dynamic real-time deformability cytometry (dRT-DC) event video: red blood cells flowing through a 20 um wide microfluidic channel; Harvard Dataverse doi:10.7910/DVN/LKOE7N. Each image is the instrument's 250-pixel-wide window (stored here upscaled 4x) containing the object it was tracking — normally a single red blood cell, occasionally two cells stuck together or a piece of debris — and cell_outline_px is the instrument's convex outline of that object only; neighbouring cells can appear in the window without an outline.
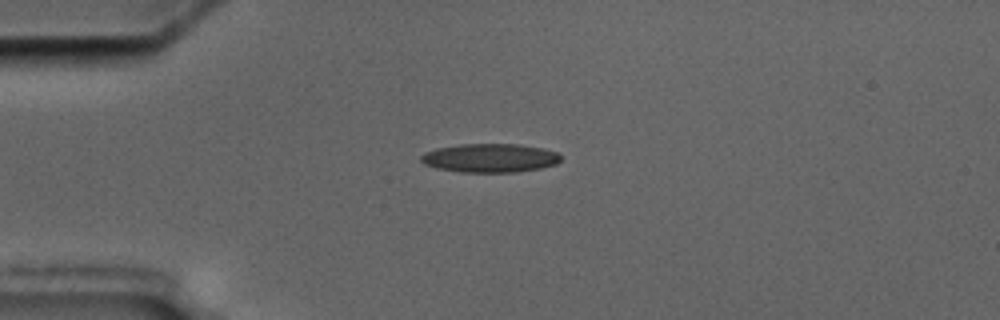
{"species": "common noctule bat (a hibernating species)", "species_latin": "Nyctalus noctula", "temperature_condition": "cold", "stored_images_in_passage": 4, "camera_frame_rate_fps": 3000, "um_per_image_px": 0.085, "animal": {"sex": "male", "body_mass_g": 17.5, "forearm_length_mm": 52.3}, "frame": {"image": 1, "passage_image": 1, "time_ms": 0.0, "image_size_px": [1000, 320], "cell_outline_px": [[560, 160], [556, 164], [540, 168], [516, 172], [460, 172], [436, 168], [424, 164], [420, 160], [420, 156], [424, 152], [436, 148], [460, 144], [520, 144], [544, 148], [556, 152], [560, 156]], "centroid_in_image_um": [41.62, 13.42], "position_along_channel_um": 43.4, "area_um2": 23.52}}
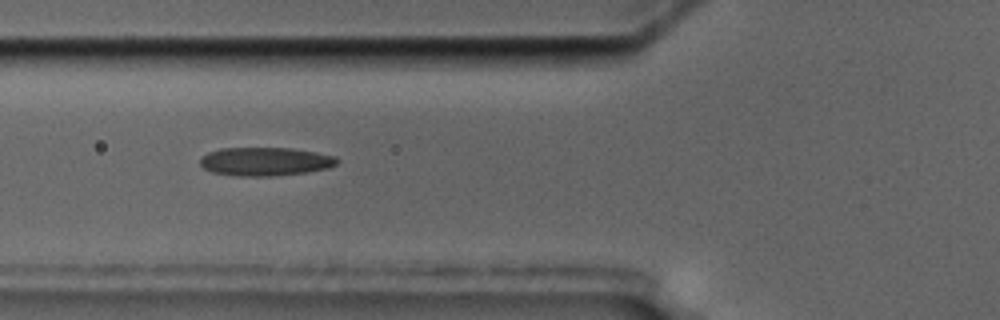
{"frame": {"image": 2, "passage_image": 3, "time_ms": 2.333, "image_size_px": [1000, 320], "cell_outline_px": [[340, 160], [336, 164], [328, 168], [304, 172], [276, 176], [240, 176], [212, 172], [204, 168], [200, 164], [200, 156], [208, 152], [220, 148], [292, 148], [316, 152], [336, 156]], "centroid_in_image_um": [22.54, 13.72], "position_along_channel_um": 103.3, "area_um2": 22.83}}